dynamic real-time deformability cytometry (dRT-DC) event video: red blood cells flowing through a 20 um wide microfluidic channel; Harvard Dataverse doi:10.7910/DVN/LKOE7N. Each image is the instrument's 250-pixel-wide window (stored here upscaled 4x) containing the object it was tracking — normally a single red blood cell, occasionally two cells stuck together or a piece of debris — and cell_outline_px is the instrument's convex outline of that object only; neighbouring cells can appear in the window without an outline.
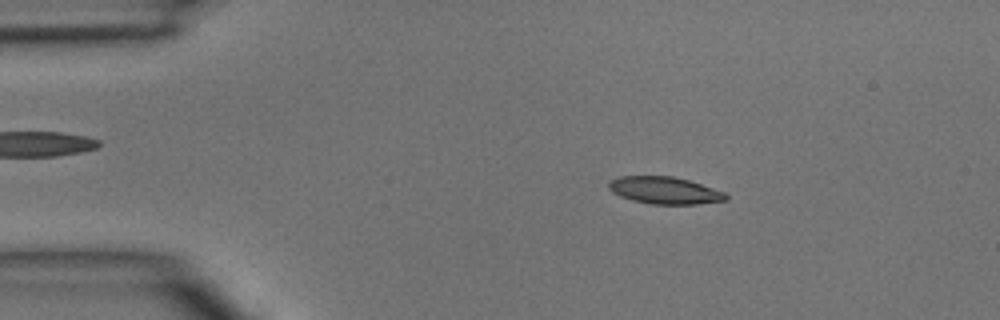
{"species": "common noctule bat (a hibernating species)", "species_latin": "Nyctalus noctula", "temperature_condition": "room temperature", "stored_images_in_passage": 46, "camera_frame_rate_fps": 3000, "um_per_image_px": 0.085, "animal": {"sex": "male", "body_mass_g": 15.6}, "frame": {"image": 1, "passage_image": 7, "time_ms": 2.0, "image_size_px": [1000, 320], "cell_outline_px": [[728, 200], [696, 204], [652, 204], [632, 200], [620, 196], [612, 192], [608, 188], [608, 184], [612, 180], [620, 176], [672, 176], [688, 180], [724, 192], [728, 196]], "centroid_in_image_um": [56.48, 16.18], "position_along_channel_um": 28.5, "area_um2": 18.38}}
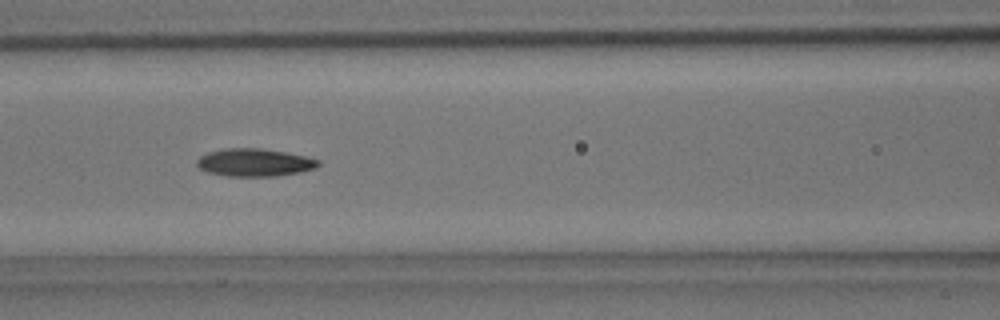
{"frame": {"image": 2, "passage_image": 19, "time_ms": 6.0, "image_size_px": [1000, 320], "cell_outline_px": [[320, 164], [316, 168], [300, 172], [276, 176], [228, 176], [208, 172], [200, 168], [196, 164], [196, 160], [200, 156], [208, 152], [224, 148], [260, 148], [284, 152], [304, 156], [320, 160]], "centroid_in_image_um": [21.62, 13.81], "position_along_channel_um": 145.0, "area_um2": 19.59}}
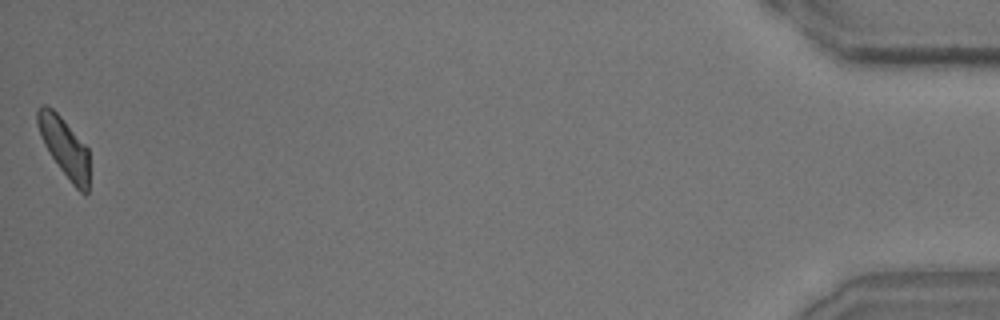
{"frame": {"image": 3, "passage_image": 46, "time_ms": 15.0, "image_size_px": [1000, 320], "cell_outline_px": [[88, 192], [80, 192], [72, 184], [60, 168], [44, 144], [40, 136], [36, 124], [36, 112], [44, 104], [52, 108], [60, 116], [88, 148]], "centroid_in_image_um": [5.45, 12.48], "position_along_channel_um": 429.7, "area_um2": 17.51}}